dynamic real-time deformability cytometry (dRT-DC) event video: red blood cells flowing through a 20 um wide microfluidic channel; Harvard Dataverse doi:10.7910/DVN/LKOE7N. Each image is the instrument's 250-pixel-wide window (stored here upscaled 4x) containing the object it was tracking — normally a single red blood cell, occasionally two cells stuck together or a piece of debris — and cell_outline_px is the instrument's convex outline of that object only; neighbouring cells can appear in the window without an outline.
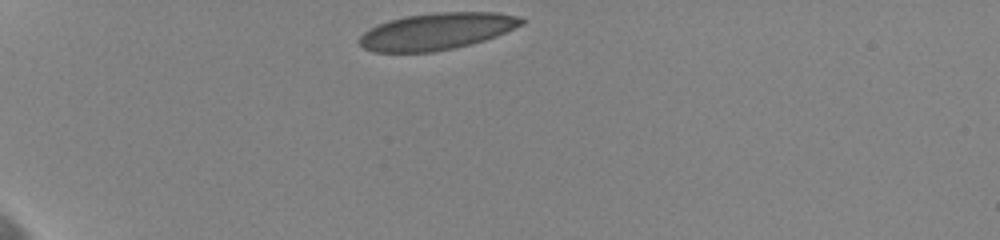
{"species": "human", "species_latin": "Homo sapiens", "temperature_condition": "cold", "stored_images_in_passage": 3, "camera_frame_rate_fps": 3000, "um_per_image_px": 0.085, "donor": {"sex": "female"}, "frame": {"image": 1, "passage_image": 1, "time_ms": 0.0, "image_size_px": [1000, 240], "cell_outline_px": [[524, 24], [496, 36], [472, 44], [432, 52], [372, 52], [364, 48], [356, 40], [368, 28], [376, 24], [388, 20], [404, 16], [436, 12], [496, 12], [520, 16], [524, 20]], "centroid_in_image_um": [37.09, 2.65], "position_along_channel_um": 47.9, "area_um2": 35.03}}